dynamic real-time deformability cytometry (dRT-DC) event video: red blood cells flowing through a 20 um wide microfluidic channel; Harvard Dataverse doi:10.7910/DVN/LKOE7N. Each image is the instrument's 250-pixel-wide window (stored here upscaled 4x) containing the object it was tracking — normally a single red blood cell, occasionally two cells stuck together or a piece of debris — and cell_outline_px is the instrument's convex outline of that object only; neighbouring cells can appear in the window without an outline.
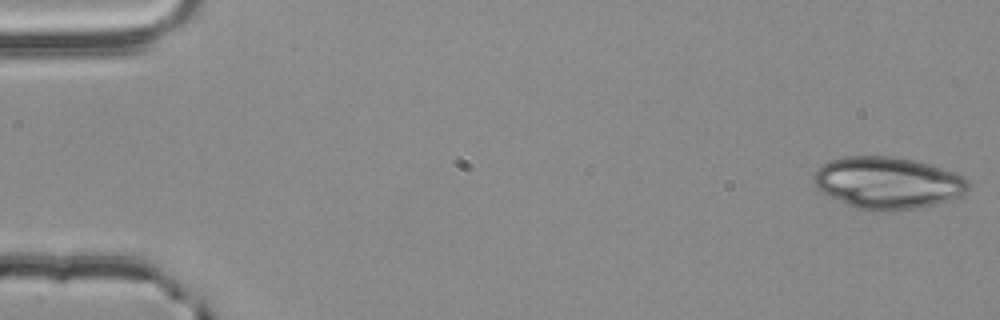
{"species": "common noctule bat (a hibernating species)", "species_latin": "Nyctalus noctula", "temperature_condition": "room temperature", "stored_images_in_passage": 54, "camera_frame_rate_fps": 3000, "um_per_image_px": 0.085, "animal": {"sex": "male", "body_mass_g": 20.4}, "frame": {"image": 1, "passage_image": 1, "time_ms": 0.0, "image_size_px": [1000, 320], "cell_outline_px": [[968, 188], [964, 196], [936, 204], [916, 208], [876, 212], [868, 212], [852, 208], [824, 192], [816, 184], [812, 176], [816, 168], [832, 160], [844, 156], [892, 156], [912, 160], [928, 164], [964, 176], [968, 180]], "centroid_in_image_um": [75.46, 15.56], "position_along_channel_um": 9.5, "area_um2": 46.88}}
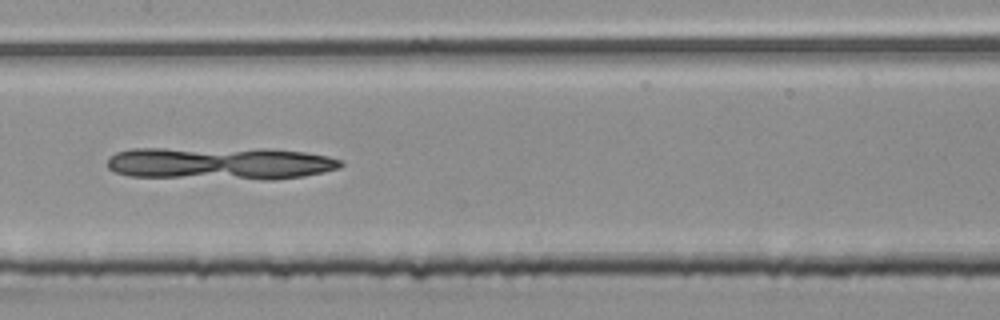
{"frame": {"image": 2, "passage_image": 27, "time_ms": 8.667, "image_size_px": [1000, 320], "cell_outline_px": [[344, 164], [340, 168], [304, 176], [272, 180], [264, 180], [128, 176], [116, 172], [108, 168], [108, 156], [116, 152], [132, 148], [268, 148], [304, 152], [328, 156], [340, 160]], "centroid_in_image_um": [18.71, 13.87], "position_along_channel_um": 188.7, "area_um2": 45.14}}
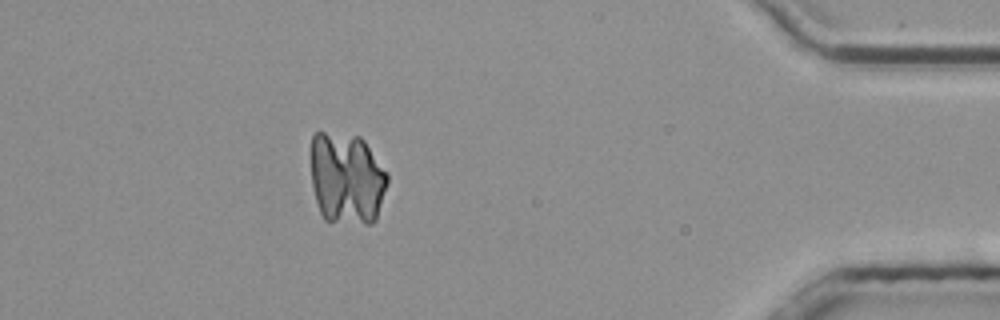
{"frame": {"image": 3, "passage_image": 48, "time_ms": 15.667, "image_size_px": [1000, 320], "cell_outline_px": [[388, 184], [376, 220], [372, 224], [368, 224], [324, 220], [320, 212], [316, 200], [312, 184], [312, 136], [316, 132], [324, 132], [360, 136], [364, 140], [388, 172]], "centroid_in_image_um": [29.5, 15.17], "position_along_channel_um": 405.7, "area_um2": 41.33}}